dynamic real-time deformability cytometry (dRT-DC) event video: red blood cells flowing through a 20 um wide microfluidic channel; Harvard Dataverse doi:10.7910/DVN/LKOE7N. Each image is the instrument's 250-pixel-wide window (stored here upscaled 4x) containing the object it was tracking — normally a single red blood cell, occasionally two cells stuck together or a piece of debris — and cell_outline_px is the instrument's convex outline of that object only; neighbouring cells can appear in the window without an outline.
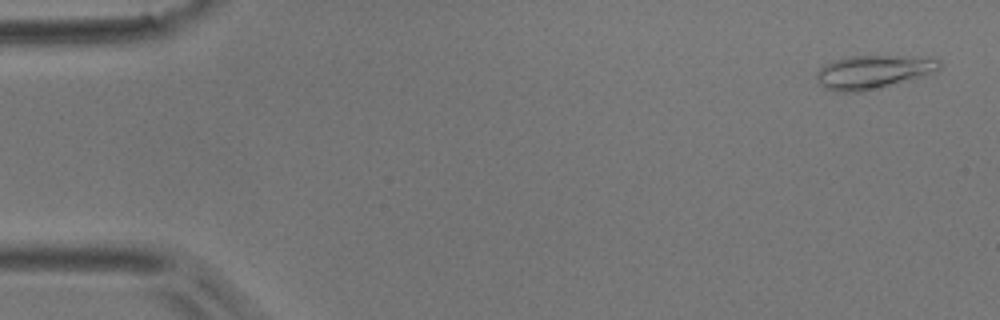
{"species": "common noctule bat (a hibernating species)", "species_latin": "Nyctalus noctula", "temperature_condition": "room temperature", "stored_images_in_passage": 52, "camera_frame_rate_fps": 3000, "um_per_image_px": 0.085, "animal": {"sex": "male", "body_mass_g": 17.9}, "frame": {"image": 1, "passage_image": 2, "time_ms": 0.333, "image_size_px": [1000, 320], "cell_outline_px": [[940, 68], [924, 76], [880, 88], [860, 92], [836, 92], [824, 88], [816, 80], [816, 72], [824, 64], [848, 56], [936, 56], [940, 60]], "centroid_in_image_um": [74.25, 6.11], "position_along_channel_um": 10.8, "area_um2": 24.39}}
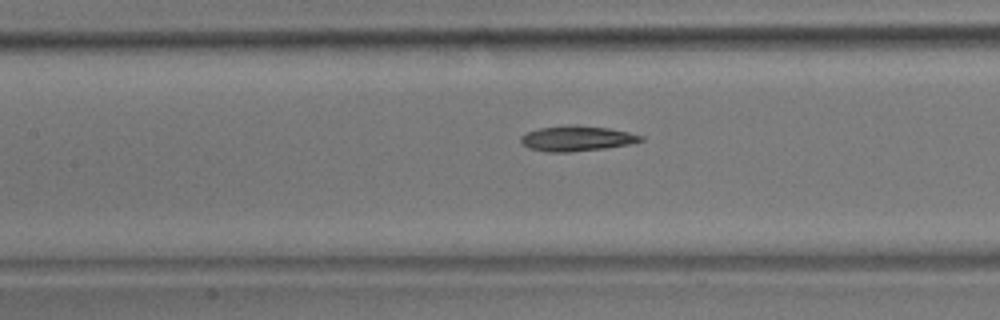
{"frame": {"image": 2, "passage_image": 23, "time_ms": 7.333, "image_size_px": [1000, 320], "cell_outline_px": [[644, 140], [628, 144], [604, 148], [568, 152], [548, 152], [528, 148], [520, 140], [520, 136], [528, 132], [540, 128], [576, 124], [608, 128], [628, 132], [644, 136]], "centroid_in_image_um": [49.02, 11.76], "position_along_channel_um": 158.4, "area_um2": 17.51}}
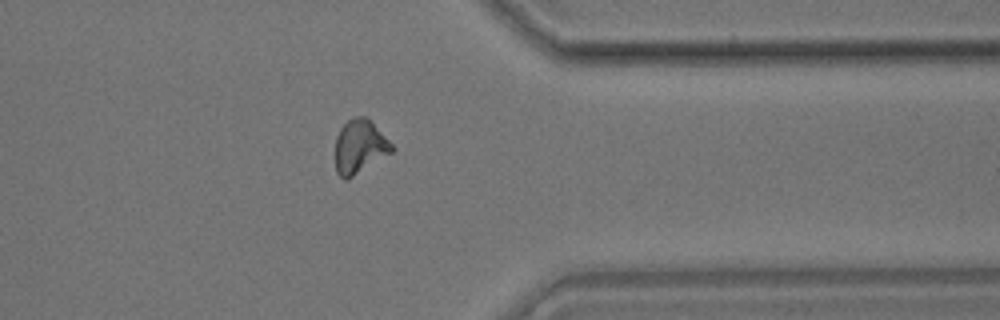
{"frame": {"image": 3, "passage_image": 41, "time_ms": 13.333, "image_size_px": [1000, 320], "cell_outline_px": [[396, 148], [392, 152], [352, 176], [344, 180], [336, 172], [336, 136], [340, 128], [352, 116], [368, 116]], "centroid_in_image_um": [30.58, 12.41], "position_along_channel_um": 380.8, "area_um2": 17.69}, "authors_computed_cell_mechanics": {"area_um2": 17.6868, "velocity_mm_per_s": 3.863, "shape_relaxation_time_tau1_ms": 4.8898, "shape_relaxation_time_tau2_ms": 4.8928, "deformation_change_tau1": 0.1754, "deformation_change_tau2": 0.1171}}